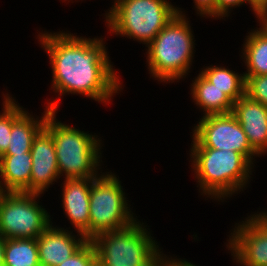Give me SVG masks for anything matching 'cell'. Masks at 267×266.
Returning a JSON list of instances; mask_svg holds the SVG:
<instances>
[{
  "instance_id": "6da1fadb",
  "label": "cell",
  "mask_w": 267,
  "mask_h": 266,
  "mask_svg": "<svg viewBox=\"0 0 267 266\" xmlns=\"http://www.w3.org/2000/svg\"><path fill=\"white\" fill-rule=\"evenodd\" d=\"M75 34L42 30L36 36L49 56L53 76L50 90L57 98L79 94L109 105L124 85L108 56L106 40L103 36L87 38Z\"/></svg>"
},
{
  "instance_id": "7a4b0ae2",
  "label": "cell",
  "mask_w": 267,
  "mask_h": 266,
  "mask_svg": "<svg viewBox=\"0 0 267 266\" xmlns=\"http://www.w3.org/2000/svg\"><path fill=\"white\" fill-rule=\"evenodd\" d=\"M189 152L191 172L205 199L223 203L250 184L254 165L241 153L213 148H190Z\"/></svg>"
},
{
  "instance_id": "3957f363",
  "label": "cell",
  "mask_w": 267,
  "mask_h": 266,
  "mask_svg": "<svg viewBox=\"0 0 267 266\" xmlns=\"http://www.w3.org/2000/svg\"><path fill=\"white\" fill-rule=\"evenodd\" d=\"M182 10L176 5V15L145 48L150 78L160 83L186 79L193 66L196 40L190 20Z\"/></svg>"
},
{
  "instance_id": "277c9868",
  "label": "cell",
  "mask_w": 267,
  "mask_h": 266,
  "mask_svg": "<svg viewBox=\"0 0 267 266\" xmlns=\"http://www.w3.org/2000/svg\"><path fill=\"white\" fill-rule=\"evenodd\" d=\"M57 113L48 115L44 127L52 134L60 178L98 177L103 171L102 139L96 133L62 123Z\"/></svg>"
},
{
  "instance_id": "5b68a950",
  "label": "cell",
  "mask_w": 267,
  "mask_h": 266,
  "mask_svg": "<svg viewBox=\"0 0 267 266\" xmlns=\"http://www.w3.org/2000/svg\"><path fill=\"white\" fill-rule=\"evenodd\" d=\"M176 13L168 0H119L103 15L109 34L147 47Z\"/></svg>"
},
{
  "instance_id": "8992f818",
  "label": "cell",
  "mask_w": 267,
  "mask_h": 266,
  "mask_svg": "<svg viewBox=\"0 0 267 266\" xmlns=\"http://www.w3.org/2000/svg\"><path fill=\"white\" fill-rule=\"evenodd\" d=\"M145 224L137 220L126 228L96 235L91 242L98 266H157L163 251Z\"/></svg>"
},
{
  "instance_id": "52a82bcc",
  "label": "cell",
  "mask_w": 267,
  "mask_h": 266,
  "mask_svg": "<svg viewBox=\"0 0 267 266\" xmlns=\"http://www.w3.org/2000/svg\"><path fill=\"white\" fill-rule=\"evenodd\" d=\"M126 197L122 182L114 172H102L91 181L90 223L83 234L87 240L104 232L126 228L138 220Z\"/></svg>"
},
{
  "instance_id": "ba28073f",
  "label": "cell",
  "mask_w": 267,
  "mask_h": 266,
  "mask_svg": "<svg viewBox=\"0 0 267 266\" xmlns=\"http://www.w3.org/2000/svg\"><path fill=\"white\" fill-rule=\"evenodd\" d=\"M42 194L4 192L0 198V235L5 239H37L52 223L40 204Z\"/></svg>"
},
{
  "instance_id": "9c48e42d",
  "label": "cell",
  "mask_w": 267,
  "mask_h": 266,
  "mask_svg": "<svg viewBox=\"0 0 267 266\" xmlns=\"http://www.w3.org/2000/svg\"><path fill=\"white\" fill-rule=\"evenodd\" d=\"M190 133H192L191 148L227 149L239 152L254 166L257 160L255 158H260L232 113L202 116Z\"/></svg>"
},
{
  "instance_id": "30bf717a",
  "label": "cell",
  "mask_w": 267,
  "mask_h": 266,
  "mask_svg": "<svg viewBox=\"0 0 267 266\" xmlns=\"http://www.w3.org/2000/svg\"><path fill=\"white\" fill-rule=\"evenodd\" d=\"M230 232L226 248L236 265L267 266V236L248 217Z\"/></svg>"
},
{
  "instance_id": "8fae6325",
  "label": "cell",
  "mask_w": 267,
  "mask_h": 266,
  "mask_svg": "<svg viewBox=\"0 0 267 266\" xmlns=\"http://www.w3.org/2000/svg\"><path fill=\"white\" fill-rule=\"evenodd\" d=\"M32 159L30 193L43 194L60 179L52 134L43 127L35 136L30 151Z\"/></svg>"
},
{
  "instance_id": "7c38bea8",
  "label": "cell",
  "mask_w": 267,
  "mask_h": 266,
  "mask_svg": "<svg viewBox=\"0 0 267 266\" xmlns=\"http://www.w3.org/2000/svg\"><path fill=\"white\" fill-rule=\"evenodd\" d=\"M70 229V230H68ZM73 229L53 225L37 238L40 266H58L71 257L86 241L83 234Z\"/></svg>"
},
{
  "instance_id": "4fadbf2b",
  "label": "cell",
  "mask_w": 267,
  "mask_h": 266,
  "mask_svg": "<svg viewBox=\"0 0 267 266\" xmlns=\"http://www.w3.org/2000/svg\"><path fill=\"white\" fill-rule=\"evenodd\" d=\"M94 178H65L61 186L63 213L70 221L74 233L84 234L90 223V190Z\"/></svg>"
},
{
  "instance_id": "5bb4252c",
  "label": "cell",
  "mask_w": 267,
  "mask_h": 266,
  "mask_svg": "<svg viewBox=\"0 0 267 266\" xmlns=\"http://www.w3.org/2000/svg\"><path fill=\"white\" fill-rule=\"evenodd\" d=\"M246 134L251 147L267 155V106L243 95L234 102L231 112Z\"/></svg>"
},
{
  "instance_id": "9a60e30c",
  "label": "cell",
  "mask_w": 267,
  "mask_h": 266,
  "mask_svg": "<svg viewBox=\"0 0 267 266\" xmlns=\"http://www.w3.org/2000/svg\"><path fill=\"white\" fill-rule=\"evenodd\" d=\"M53 100V101H52ZM61 99H49L44 114L39 117L25 110L12 124L10 142L8 149L4 154L30 153L35 136L44 127L48 115L58 112V106Z\"/></svg>"
},
{
  "instance_id": "2e32d148",
  "label": "cell",
  "mask_w": 267,
  "mask_h": 266,
  "mask_svg": "<svg viewBox=\"0 0 267 266\" xmlns=\"http://www.w3.org/2000/svg\"><path fill=\"white\" fill-rule=\"evenodd\" d=\"M192 102L203 111V117L208 115L228 114L232 112L234 101L215 87L200 72L190 85Z\"/></svg>"
},
{
  "instance_id": "e0dca14e",
  "label": "cell",
  "mask_w": 267,
  "mask_h": 266,
  "mask_svg": "<svg viewBox=\"0 0 267 266\" xmlns=\"http://www.w3.org/2000/svg\"><path fill=\"white\" fill-rule=\"evenodd\" d=\"M32 159L30 153L3 154L0 157V183L4 192H30Z\"/></svg>"
},
{
  "instance_id": "ac0fdd59",
  "label": "cell",
  "mask_w": 267,
  "mask_h": 266,
  "mask_svg": "<svg viewBox=\"0 0 267 266\" xmlns=\"http://www.w3.org/2000/svg\"><path fill=\"white\" fill-rule=\"evenodd\" d=\"M258 26L247 33L242 44L240 56L247 69L244 76L267 74V30L260 24Z\"/></svg>"
},
{
  "instance_id": "d6986e66",
  "label": "cell",
  "mask_w": 267,
  "mask_h": 266,
  "mask_svg": "<svg viewBox=\"0 0 267 266\" xmlns=\"http://www.w3.org/2000/svg\"><path fill=\"white\" fill-rule=\"evenodd\" d=\"M201 70L199 72L210 83L223 90L234 102L245 94V77L243 72L239 74L221 65L205 66Z\"/></svg>"
},
{
  "instance_id": "ffe728a7",
  "label": "cell",
  "mask_w": 267,
  "mask_h": 266,
  "mask_svg": "<svg viewBox=\"0 0 267 266\" xmlns=\"http://www.w3.org/2000/svg\"><path fill=\"white\" fill-rule=\"evenodd\" d=\"M4 266H40L37 239H5Z\"/></svg>"
},
{
  "instance_id": "44dd1931",
  "label": "cell",
  "mask_w": 267,
  "mask_h": 266,
  "mask_svg": "<svg viewBox=\"0 0 267 266\" xmlns=\"http://www.w3.org/2000/svg\"><path fill=\"white\" fill-rule=\"evenodd\" d=\"M4 96V97H3ZM2 110L0 111V157L9 146L13 122L26 110L9 92L2 94ZM15 98V99H14Z\"/></svg>"
},
{
  "instance_id": "7402d4cb",
  "label": "cell",
  "mask_w": 267,
  "mask_h": 266,
  "mask_svg": "<svg viewBox=\"0 0 267 266\" xmlns=\"http://www.w3.org/2000/svg\"><path fill=\"white\" fill-rule=\"evenodd\" d=\"M58 266H98V258L91 240H87L74 254Z\"/></svg>"
},
{
  "instance_id": "603a6c76",
  "label": "cell",
  "mask_w": 267,
  "mask_h": 266,
  "mask_svg": "<svg viewBox=\"0 0 267 266\" xmlns=\"http://www.w3.org/2000/svg\"><path fill=\"white\" fill-rule=\"evenodd\" d=\"M245 77V95L267 106V74Z\"/></svg>"
},
{
  "instance_id": "cb8c5ba5",
  "label": "cell",
  "mask_w": 267,
  "mask_h": 266,
  "mask_svg": "<svg viewBox=\"0 0 267 266\" xmlns=\"http://www.w3.org/2000/svg\"><path fill=\"white\" fill-rule=\"evenodd\" d=\"M247 4L246 0H216L215 4V19H224L229 17L233 8Z\"/></svg>"
},
{
  "instance_id": "d4e9b609",
  "label": "cell",
  "mask_w": 267,
  "mask_h": 266,
  "mask_svg": "<svg viewBox=\"0 0 267 266\" xmlns=\"http://www.w3.org/2000/svg\"><path fill=\"white\" fill-rule=\"evenodd\" d=\"M193 7L195 12L201 18H212L215 19V4L216 0H193Z\"/></svg>"
},
{
  "instance_id": "484cf974",
  "label": "cell",
  "mask_w": 267,
  "mask_h": 266,
  "mask_svg": "<svg viewBox=\"0 0 267 266\" xmlns=\"http://www.w3.org/2000/svg\"><path fill=\"white\" fill-rule=\"evenodd\" d=\"M169 256H166L163 253L158 261L157 266H197L186 259L176 258L175 255H173V257L171 255Z\"/></svg>"
},
{
  "instance_id": "4316f807",
  "label": "cell",
  "mask_w": 267,
  "mask_h": 266,
  "mask_svg": "<svg viewBox=\"0 0 267 266\" xmlns=\"http://www.w3.org/2000/svg\"><path fill=\"white\" fill-rule=\"evenodd\" d=\"M247 217L267 236V211H257Z\"/></svg>"
},
{
  "instance_id": "83f0119b",
  "label": "cell",
  "mask_w": 267,
  "mask_h": 266,
  "mask_svg": "<svg viewBox=\"0 0 267 266\" xmlns=\"http://www.w3.org/2000/svg\"><path fill=\"white\" fill-rule=\"evenodd\" d=\"M246 3L249 4L251 11L256 15L255 17L258 20V16L267 9V0H246Z\"/></svg>"
},
{
  "instance_id": "f1b7e54d",
  "label": "cell",
  "mask_w": 267,
  "mask_h": 266,
  "mask_svg": "<svg viewBox=\"0 0 267 266\" xmlns=\"http://www.w3.org/2000/svg\"><path fill=\"white\" fill-rule=\"evenodd\" d=\"M257 22L267 30V9L258 16Z\"/></svg>"
},
{
  "instance_id": "f546056e",
  "label": "cell",
  "mask_w": 267,
  "mask_h": 266,
  "mask_svg": "<svg viewBox=\"0 0 267 266\" xmlns=\"http://www.w3.org/2000/svg\"><path fill=\"white\" fill-rule=\"evenodd\" d=\"M5 238L0 235V266H4Z\"/></svg>"
},
{
  "instance_id": "4dcf8cb0",
  "label": "cell",
  "mask_w": 267,
  "mask_h": 266,
  "mask_svg": "<svg viewBox=\"0 0 267 266\" xmlns=\"http://www.w3.org/2000/svg\"><path fill=\"white\" fill-rule=\"evenodd\" d=\"M3 194H4V191H3L1 183H0V198L2 197Z\"/></svg>"
},
{
  "instance_id": "1f68e13d",
  "label": "cell",
  "mask_w": 267,
  "mask_h": 266,
  "mask_svg": "<svg viewBox=\"0 0 267 266\" xmlns=\"http://www.w3.org/2000/svg\"><path fill=\"white\" fill-rule=\"evenodd\" d=\"M61 1H62V0H61ZM66 1H68V2H67L68 4H69L70 1H72V3H74L73 0H63L62 3H63V2H66ZM75 1H76V0H75ZM82 1H83V0H81V2H82ZM76 2H78V0H77Z\"/></svg>"
},
{
  "instance_id": "d6a6232c",
  "label": "cell",
  "mask_w": 267,
  "mask_h": 266,
  "mask_svg": "<svg viewBox=\"0 0 267 266\" xmlns=\"http://www.w3.org/2000/svg\"><path fill=\"white\" fill-rule=\"evenodd\" d=\"M112 1H114L113 4H112V6H113V5H115L119 0H112Z\"/></svg>"
}]
</instances>
